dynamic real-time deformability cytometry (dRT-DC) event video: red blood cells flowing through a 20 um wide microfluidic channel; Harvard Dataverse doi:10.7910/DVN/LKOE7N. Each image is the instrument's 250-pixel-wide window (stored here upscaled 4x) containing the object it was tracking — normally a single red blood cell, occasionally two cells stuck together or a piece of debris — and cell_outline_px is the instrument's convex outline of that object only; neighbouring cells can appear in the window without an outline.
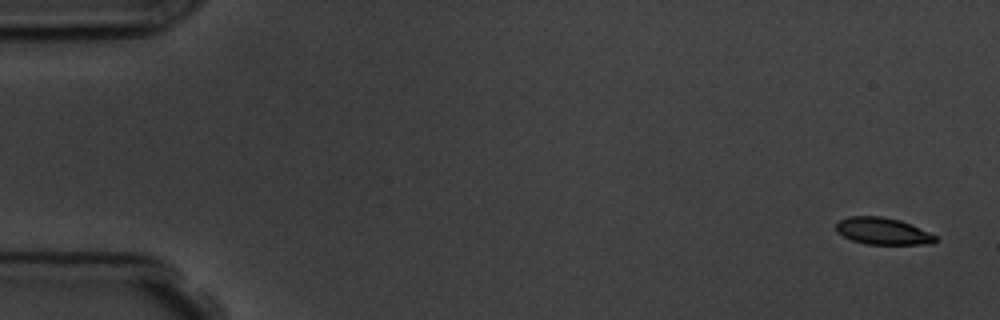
{"species": "common noctule bat (a hibernating species)", "species_latin": "Nyctalus noctula", "temperature_condition": "room temperature", "stored_images_in_passage": 9, "camera_frame_rate_fps": 3000, "um_per_image_px": 0.085, "animal": {"sex": "male", "body_mass_g": 19.5, "forearm_length_mm": 54.6}, "frame": {"image": 1, "passage_image": 1, "time_ms": 0.0, "image_size_px": [1000, 320], "cell_outline_px": [[936, 240], [932, 244], [864, 244], [852, 240], [836, 232], [836, 220], [848, 216], [880, 216], [900, 220], [928, 232], [936, 236]], "centroid_in_image_um": [74.97, 19.64], "position_along_channel_um": 10.0, "area_um2": 15.55}}
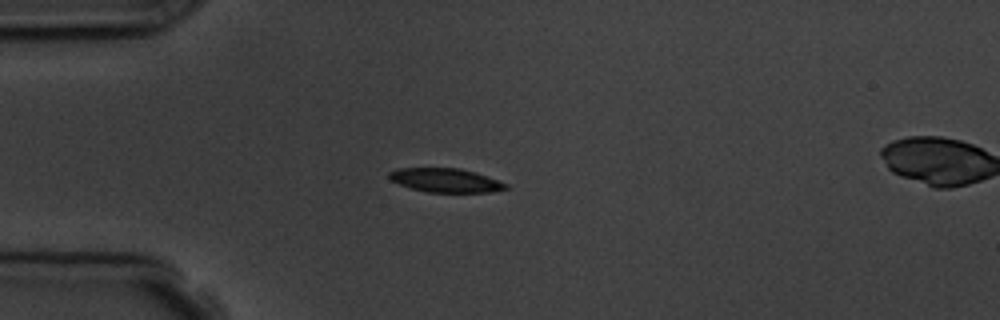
{"frame": {"image": 2, "passage_image": 4, "time_ms": 4.333, "image_size_px": [1000, 320], "cell_outline_px": [[508, 188], [492, 192], [428, 192], [412, 188], [400, 184], [392, 180], [388, 176], [388, 172], [396, 168], [460, 168], [476, 172], [508, 184]], "centroid_in_image_um": [37.88, 15.32], "position_along_channel_um": 47.1, "area_um2": 16.18}}